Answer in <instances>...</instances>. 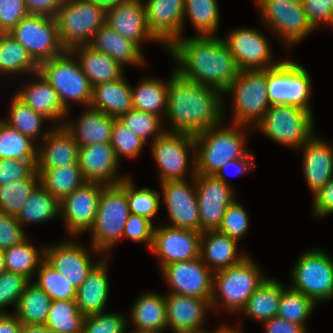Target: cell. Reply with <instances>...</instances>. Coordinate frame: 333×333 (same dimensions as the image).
Instances as JSON below:
<instances>
[{
	"mask_svg": "<svg viewBox=\"0 0 333 333\" xmlns=\"http://www.w3.org/2000/svg\"><path fill=\"white\" fill-rule=\"evenodd\" d=\"M147 26L167 50L183 34L184 0H147Z\"/></svg>",
	"mask_w": 333,
	"mask_h": 333,
	"instance_id": "cell-22",
	"label": "cell"
},
{
	"mask_svg": "<svg viewBox=\"0 0 333 333\" xmlns=\"http://www.w3.org/2000/svg\"><path fill=\"white\" fill-rule=\"evenodd\" d=\"M39 79L24 85L23 89L16 91V95L31 109L49 121H56L54 127L63 126L69 111H67L50 83L40 73L35 74ZM26 86V87H25ZM59 120V121H58ZM63 121V122H62Z\"/></svg>",
	"mask_w": 333,
	"mask_h": 333,
	"instance_id": "cell-28",
	"label": "cell"
},
{
	"mask_svg": "<svg viewBox=\"0 0 333 333\" xmlns=\"http://www.w3.org/2000/svg\"><path fill=\"white\" fill-rule=\"evenodd\" d=\"M300 150L304 177L314 195L333 177V147L314 134Z\"/></svg>",
	"mask_w": 333,
	"mask_h": 333,
	"instance_id": "cell-27",
	"label": "cell"
},
{
	"mask_svg": "<svg viewBox=\"0 0 333 333\" xmlns=\"http://www.w3.org/2000/svg\"><path fill=\"white\" fill-rule=\"evenodd\" d=\"M259 268L248 255L232 267L213 272L212 310L218 311L222 307L231 313H240L247 300L267 278Z\"/></svg>",
	"mask_w": 333,
	"mask_h": 333,
	"instance_id": "cell-4",
	"label": "cell"
},
{
	"mask_svg": "<svg viewBox=\"0 0 333 333\" xmlns=\"http://www.w3.org/2000/svg\"><path fill=\"white\" fill-rule=\"evenodd\" d=\"M265 24L286 47L300 43L315 28L310 23L301 1L255 0Z\"/></svg>",
	"mask_w": 333,
	"mask_h": 333,
	"instance_id": "cell-12",
	"label": "cell"
},
{
	"mask_svg": "<svg viewBox=\"0 0 333 333\" xmlns=\"http://www.w3.org/2000/svg\"><path fill=\"white\" fill-rule=\"evenodd\" d=\"M30 282L28 277L18 273L4 271L0 274V313H6L3 309L9 305H14L16 309L21 294Z\"/></svg>",
	"mask_w": 333,
	"mask_h": 333,
	"instance_id": "cell-55",
	"label": "cell"
},
{
	"mask_svg": "<svg viewBox=\"0 0 333 333\" xmlns=\"http://www.w3.org/2000/svg\"><path fill=\"white\" fill-rule=\"evenodd\" d=\"M40 184L61 201L82 186L86 180L78 163L47 170H36Z\"/></svg>",
	"mask_w": 333,
	"mask_h": 333,
	"instance_id": "cell-40",
	"label": "cell"
},
{
	"mask_svg": "<svg viewBox=\"0 0 333 333\" xmlns=\"http://www.w3.org/2000/svg\"><path fill=\"white\" fill-rule=\"evenodd\" d=\"M36 172V160L0 159V186L30 178Z\"/></svg>",
	"mask_w": 333,
	"mask_h": 333,
	"instance_id": "cell-56",
	"label": "cell"
},
{
	"mask_svg": "<svg viewBox=\"0 0 333 333\" xmlns=\"http://www.w3.org/2000/svg\"><path fill=\"white\" fill-rule=\"evenodd\" d=\"M250 153L251 151L245 157L226 161V163L219 168V170L214 174V176L222 180L227 185H230L226 179V174L224 172L230 167L235 168L237 174H245L248 171L250 172L253 166H255V164L253 163L255 157L253 154Z\"/></svg>",
	"mask_w": 333,
	"mask_h": 333,
	"instance_id": "cell-62",
	"label": "cell"
},
{
	"mask_svg": "<svg viewBox=\"0 0 333 333\" xmlns=\"http://www.w3.org/2000/svg\"><path fill=\"white\" fill-rule=\"evenodd\" d=\"M34 142L0 119V159L36 160L37 145Z\"/></svg>",
	"mask_w": 333,
	"mask_h": 333,
	"instance_id": "cell-46",
	"label": "cell"
},
{
	"mask_svg": "<svg viewBox=\"0 0 333 333\" xmlns=\"http://www.w3.org/2000/svg\"><path fill=\"white\" fill-rule=\"evenodd\" d=\"M169 81L170 77L166 82L147 77L137 87L131 86L133 109L157 115L166 121Z\"/></svg>",
	"mask_w": 333,
	"mask_h": 333,
	"instance_id": "cell-36",
	"label": "cell"
},
{
	"mask_svg": "<svg viewBox=\"0 0 333 333\" xmlns=\"http://www.w3.org/2000/svg\"><path fill=\"white\" fill-rule=\"evenodd\" d=\"M130 322L138 329L164 332L167 329L165 295L146 292L137 298L130 311Z\"/></svg>",
	"mask_w": 333,
	"mask_h": 333,
	"instance_id": "cell-35",
	"label": "cell"
},
{
	"mask_svg": "<svg viewBox=\"0 0 333 333\" xmlns=\"http://www.w3.org/2000/svg\"><path fill=\"white\" fill-rule=\"evenodd\" d=\"M283 289L282 283L272 277H267L247 300L240 313L260 322L277 317Z\"/></svg>",
	"mask_w": 333,
	"mask_h": 333,
	"instance_id": "cell-37",
	"label": "cell"
},
{
	"mask_svg": "<svg viewBox=\"0 0 333 333\" xmlns=\"http://www.w3.org/2000/svg\"><path fill=\"white\" fill-rule=\"evenodd\" d=\"M117 120L146 143L149 137L154 141L165 132L161 117L136 109L120 115Z\"/></svg>",
	"mask_w": 333,
	"mask_h": 333,
	"instance_id": "cell-51",
	"label": "cell"
},
{
	"mask_svg": "<svg viewBox=\"0 0 333 333\" xmlns=\"http://www.w3.org/2000/svg\"><path fill=\"white\" fill-rule=\"evenodd\" d=\"M301 2L310 23L315 29L321 24L333 26L332 0H301Z\"/></svg>",
	"mask_w": 333,
	"mask_h": 333,
	"instance_id": "cell-60",
	"label": "cell"
},
{
	"mask_svg": "<svg viewBox=\"0 0 333 333\" xmlns=\"http://www.w3.org/2000/svg\"><path fill=\"white\" fill-rule=\"evenodd\" d=\"M28 14L25 0H0V33L11 31Z\"/></svg>",
	"mask_w": 333,
	"mask_h": 333,
	"instance_id": "cell-58",
	"label": "cell"
},
{
	"mask_svg": "<svg viewBox=\"0 0 333 333\" xmlns=\"http://www.w3.org/2000/svg\"><path fill=\"white\" fill-rule=\"evenodd\" d=\"M189 18L197 36H215L220 14L217 0H184V21Z\"/></svg>",
	"mask_w": 333,
	"mask_h": 333,
	"instance_id": "cell-43",
	"label": "cell"
},
{
	"mask_svg": "<svg viewBox=\"0 0 333 333\" xmlns=\"http://www.w3.org/2000/svg\"><path fill=\"white\" fill-rule=\"evenodd\" d=\"M105 24L140 48L143 40L158 42L147 26L145 6L141 0H127L107 7Z\"/></svg>",
	"mask_w": 333,
	"mask_h": 333,
	"instance_id": "cell-25",
	"label": "cell"
},
{
	"mask_svg": "<svg viewBox=\"0 0 333 333\" xmlns=\"http://www.w3.org/2000/svg\"><path fill=\"white\" fill-rule=\"evenodd\" d=\"M151 142L152 155L159 167L160 182L186 180L190 171L188 176L195 177V137L193 135L165 131ZM189 151L194 154H192L193 160L191 159V170L188 166Z\"/></svg>",
	"mask_w": 333,
	"mask_h": 333,
	"instance_id": "cell-13",
	"label": "cell"
},
{
	"mask_svg": "<svg viewBox=\"0 0 333 333\" xmlns=\"http://www.w3.org/2000/svg\"><path fill=\"white\" fill-rule=\"evenodd\" d=\"M77 58L82 72L95 87L98 84L115 81L123 76V68L114 59L89 44L77 45L70 49Z\"/></svg>",
	"mask_w": 333,
	"mask_h": 333,
	"instance_id": "cell-33",
	"label": "cell"
},
{
	"mask_svg": "<svg viewBox=\"0 0 333 333\" xmlns=\"http://www.w3.org/2000/svg\"><path fill=\"white\" fill-rule=\"evenodd\" d=\"M155 225L153 222L135 214H130L123 231V238L129 237L133 242L146 243L152 247Z\"/></svg>",
	"mask_w": 333,
	"mask_h": 333,
	"instance_id": "cell-57",
	"label": "cell"
},
{
	"mask_svg": "<svg viewBox=\"0 0 333 333\" xmlns=\"http://www.w3.org/2000/svg\"><path fill=\"white\" fill-rule=\"evenodd\" d=\"M160 273L170 287L167 293L211 301L213 272L204 264L201 257L170 263L164 266Z\"/></svg>",
	"mask_w": 333,
	"mask_h": 333,
	"instance_id": "cell-16",
	"label": "cell"
},
{
	"mask_svg": "<svg viewBox=\"0 0 333 333\" xmlns=\"http://www.w3.org/2000/svg\"><path fill=\"white\" fill-rule=\"evenodd\" d=\"M44 248L45 260L62 274L77 289L91 270L105 257L100 256L94 263L86 246L74 241H64Z\"/></svg>",
	"mask_w": 333,
	"mask_h": 333,
	"instance_id": "cell-21",
	"label": "cell"
},
{
	"mask_svg": "<svg viewBox=\"0 0 333 333\" xmlns=\"http://www.w3.org/2000/svg\"><path fill=\"white\" fill-rule=\"evenodd\" d=\"M38 71L39 64L22 45L8 32L0 33V73L22 75Z\"/></svg>",
	"mask_w": 333,
	"mask_h": 333,
	"instance_id": "cell-39",
	"label": "cell"
},
{
	"mask_svg": "<svg viewBox=\"0 0 333 333\" xmlns=\"http://www.w3.org/2000/svg\"><path fill=\"white\" fill-rule=\"evenodd\" d=\"M130 214L125 178L116 185L104 186L90 229L92 252L99 256H109L111 249L123 238L124 226Z\"/></svg>",
	"mask_w": 333,
	"mask_h": 333,
	"instance_id": "cell-5",
	"label": "cell"
},
{
	"mask_svg": "<svg viewBox=\"0 0 333 333\" xmlns=\"http://www.w3.org/2000/svg\"><path fill=\"white\" fill-rule=\"evenodd\" d=\"M194 181L201 233L218 230L224 211L235 200L233 186L227 185L214 175H195Z\"/></svg>",
	"mask_w": 333,
	"mask_h": 333,
	"instance_id": "cell-17",
	"label": "cell"
},
{
	"mask_svg": "<svg viewBox=\"0 0 333 333\" xmlns=\"http://www.w3.org/2000/svg\"><path fill=\"white\" fill-rule=\"evenodd\" d=\"M316 303L301 292L292 288H284L280 299L277 317L303 326L311 316Z\"/></svg>",
	"mask_w": 333,
	"mask_h": 333,
	"instance_id": "cell-48",
	"label": "cell"
},
{
	"mask_svg": "<svg viewBox=\"0 0 333 333\" xmlns=\"http://www.w3.org/2000/svg\"><path fill=\"white\" fill-rule=\"evenodd\" d=\"M10 116L2 121L13 129L18 130L24 136L31 138L35 143L37 137L42 135L41 141L46 137L50 130H41L43 122L47 120L42 115L31 109L23 100L14 94L10 102ZM43 134H42V133Z\"/></svg>",
	"mask_w": 333,
	"mask_h": 333,
	"instance_id": "cell-42",
	"label": "cell"
},
{
	"mask_svg": "<svg viewBox=\"0 0 333 333\" xmlns=\"http://www.w3.org/2000/svg\"><path fill=\"white\" fill-rule=\"evenodd\" d=\"M135 186L130 176L125 178V193L130 213L153 222L152 218L158 213L160 207V193L148 187L136 189Z\"/></svg>",
	"mask_w": 333,
	"mask_h": 333,
	"instance_id": "cell-50",
	"label": "cell"
},
{
	"mask_svg": "<svg viewBox=\"0 0 333 333\" xmlns=\"http://www.w3.org/2000/svg\"><path fill=\"white\" fill-rule=\"evenodd\" d=\"M87 1H92V2H96L99 4H102L103 6H105L106 8L109 6H112L114 4H118L127 0H87Z\"/></svg>",
	"mask_w": 333,
	"mask_h": 333,
	"instance_id": "cell-68",
	"label": "cell"
},
{
	"mask_svg": "<svg viewBox=\"0 0 333 333\" xmlns=\"http://www.w3.org/2000/svg\"><path fill=\"white\" fill-rule=\"evenodd\" d=\"M8 33L38 64L66 50L59 40L55 17L28 14Z\"/></svg>",
	"mask_w": 333,
	"mask_h": 333,
	"instance_id": "cell-14",
	"label": "cell"
},
{
	"mask_svg": "<svg viewBox=\"0 0 333 333\" xmlns=\"http://www.w3.org/2000/svg\"><path fill=\"white\" fill-rule=\"evenodd\" d=\"M290 288L316 304L333 299V258L318 248L305 251L292 267Z\"/></svg>",
	"mask_w": 333,
	"mask_h": 333,
	"instance_id": "cell-10",
	"label": "cell"
},
{
	"mask_svg": "<svg viewBox=\"0 0 333 333\" xmlns=\"http://www.w3.org/2000/svg\"><path fill=\"white\" fill-rule=\"evenodd\" d=\"M90 106L106 115L118 118L133 109L131 85L122 76L93 87Z\"/></svg>",
	"mask_w": 333,
	"mask_h": 333,
	"instance_id": "cell-34",
	"label": "cell"
},
{
	"mask_svg": "<svg viewBox=\"0 0 333 333\" xmlns=\"http://www.w3.org/2000/svg\"><path fill=\"white\" fill-rule=\"evenodd\" d=\"M21 333H56L46 325L23 324Z\"/></svg>",
	"mask_w": 333,
	"mask_h": 333,
	"instance_id": "cell-66",
	"label": "cell"
},
{
	"mask_svg": "<svg viewBox=\"0 0 333 333\" xmlns=\"http://www.w3.org/2000/svg\"><path fill=\"white\" fill-rule=\"evenodd\" d=\"M58 93L63 107L68 111L69 102L90 106L93 87L70 50L39 64V71Z\"/></svg>",
	"mask_w": 333,
	"mask_h": 333,
	"instance_id": "cell-6",
	"label": "cell"
},
{
	"mask_svg": "<svg viewBox=\"0 0 333 333\" xmlns=\"http://www.w3.org/2000/svg\"><path fill=\"white\" fill-rule=\"evenodd\" d=\"M119 160L111 143L86 145L78 149V164L86 182L116 185L128 175L118 174Z\"/></svg>",
	"mask_w": 333,
	"mask_h": 333,
	"instance_id": "cell-23",
	"label": "cell"
},
{
	"mask_svg": "<svg viewBox=\"0 0 333 333\" xmlns=\"http://www.w3.org/2000/svg\"><path fill=\"white\" fill-rule=\"evenodd\" d=\"M37 145L36 170H47L78 163L79 146L64 126L52 127Z\"/></svg>",
	"mask_w": 333,
	"mask_h": 333,
	"instance_id": "cell-26",
	"label": "cell"
},
{
	"mask_svg": "<svg viewBox=\"0 0 333 333\" xmlns=\"http://www.w3.org/2000/svg\"><path fill=\"white\" fill-rule=\"evenodd\" d=\"M15 216L0 212V250H6L27 238Z\"/></svg>",
	"mask_w": 333,
	"mask_h": 333,
	"instance_id": "cell-59",
	"label": "cell"
},
{
	"mask_svg": "<svg viewBox=\"0 0 333 333\" xmlns=\"http://www.w3.org/2000/svg\"><path fill=\"white\" fill-rule=\"evenodd\" d=\"M223 92L181 76L173 71L168 88V132L196 136L221 124L225 115Z\"/></svg>",
	"mask_w": 333,
	"mask_h": 333,
	"instance_id": "cell-2",
	"label": "cell"
},
{
	"mask_svg": "<svg viewBox=\"0 0 333 333\" xmlns=\"http://www.w3.org/2000/svg\"><path fill=\"white\" fill-rule=\"evenodd\" d=\"M201 232L162 225L155 227L152 253L160 261V270L173 262L200 257Z\"/></svg>",
	"mask_w": 333,
	"mask_h": 333,
	"instance_id": "cell-20",
	"label": "cell"
},
{
	"mask_svg": "<svg viewBox=\"0 0 333 333\" xmlns=\"http://www.w3.org/2000/svg\"><path fill=\"white\" fill-rule=\"evenodd\" d=\"M105 185L85 182L72 194L60 201V215L70 235L89 232L98 210L99 199Z\"/></svg>",
	"mask_w": 333,
	"mask_h": 333,
	"instance_id": "cell-18",
	"label": "cell"
},
{
	"mask_svg": "<svg viewBox=\"0 0 333 333\" xmlns=\"http://www.w3.org/2000/svg\"><path fill=\"white\" fill-rule=\"evenodd\" d=\"M237 242L218 230L203 231L200 257L212 272L232 267L248 256L246 253L238 252Z\"/></svg>",
	"mask_w": 333,
	"mask_h": 333,
	"instance_id": "cell-30",
	"label": "cell"
},
{
	"mask_svg": "<svg viewBox=\"0 0 333 333\" xmlns=\"http://www.w3.org/2000/svg\"><path fill=\"white\" fill-rule=\"evenodd\" d=\"M130 333H160V332L155 331V330H145V329L134 328V330L131 331Z\"/></svg>",
	"mask_w": 333,
	"mask_h": 333,
	"instance_id": "cell-70",
	"label": "cell"
},
{
	"mask_svg": "<svg viewBox=\"0 0 333 333\" xmlns=\"http://www.w3.org/2000/svg\"><path fill=\"white\" fill-rule=\"evenodd\" d=\"M111 146L114 148L117 159L121 156L136 158L141 154L142 148L147 144L144 140L123 126L117 119L112 127Z\"/></svg>",
	"mask_w": 333,
	"mask_h": 333,
	"instance_id": "cell-52",
	"label": "cell"
},
{
	"mask_svg": "<svg viewBox=\"0 0 333 333\" xmlns=\"http://www.w3.org/2000/svg\"><path fill=\"white\" fill-rule=\"evenodd\" d=\"M311 91L312 78L299 63L285 59L276 68L267 69V95L271 106L296 105L312 111Z\"/></svg>",
	"mask_w": 333,
	"mask_h": 333,
	"instance_id": "cell-11",
	"label": "cell"
},
{
	"mask_svg": "<svg viewBox=\"0 0 333 333\" xmlns=\"http://www.w3.org/2000/svg\"><path fill=\"white\" fill-rule=\"evenodd\" d=\"M65 0H25L29 14L55 17Z\"/></svg>",
	"mask_w": 333,
	"mask_h": 333,
	"instance_id": "cell-63",
	"label": "cell"
},
{
	"mask_svg": "<svg viewBox=\"0 0 333 333\" xmlns=\"http://www.w3.org/2000/svg\"><path fill=\"white\" fill-rule=\"evenodd\" d=\"M40 183V176L35 172L30 178L15 180L0 186V212L17 216L26 199Z\"/></svg>",
	"mask_w": 333,
	"mask_h": 333,
	"instance_id": "cell-49",
	"label": "cell"
},
{
	"mask_svg": "<svg viewBox=\"0 0 333 333\" xmlns=\"http://www.w3.org/2000/svg\"><path fill=\"white\" fill-rule=\"evenodd\" d=\"M249 224L247 210L235 199L224 211L218 231L238 241L248 232Z\"/></svg>",
	"mask_w": 333,
	"mask_h": 333,
	"instance_id": "cell-54",
	"label": "cell"
},
{
	"mask_svg": "<svg viewBox=\"0 0 333 333\" xmlns=\"http://www.w3.org/2000/svg\"><path fill=\"white\" fill-rule=\"evenodd\" d=\"M127 318L118 312H101L86 315L82 333H125Z\"/></svg>",
	"mask_w": 333,
	"mask_h": 333,
	"instance_id": "cell-53",
	"label": "cell"
},
{
	"mask_svg": "<svg viewBox=\"0 0 333 333\" xmlns=\"http://www.w3.org/2000/svg\"><path fill=\"white\" fill-rule=\"evenodd\" d=\"M89 45L114 59L122 68L125 67L124 65H143L144 67L146 64L142 48L107 24L95 32Z\"/></svg>",
	"mask_w": 333,
	"mask_h": 333,
	"instance_id": "cell-32",
	"label": "cell"
},
{
	"mask_svg": "<svg viewBox=\"0 0 333 333\" xmlns=\"http://www.w3.org/2000/svg\"><path fill=\"white\" fill-rule=\"evenodd\" d=\"M108 258L105 256L77 288L75 302L84 316L104 312L110 289Z\"/></svg>",
	"mask_w": 333,
	"mask_h": 333,
	"instance_id": "cell-31",
	"label": "cell"
},
{
	"mask_svg": "<svg viewBox=\"0 0 333 333\" xmlns=\"http://www.w3.org/2000/svg\"><path fill=\"white\" fill-rule=\"evenodd\" d=\"M223 95H233L232 123L255 128L271 106L267 95V69L240 71Z\"/></svg>",
	"mask_w": 333,
	"mask_h": 333,
	"instance_id": "cell-7",
	"label": "cell"
},
{
	"mask_svg": "<svg viewBox=\"0 0 333 333\" xmlns=\"http://www.w3.org/2000/svg\"><path fill=\"white\" fill-rule=\"evenodd\" d=\"M222 39L228 46L240 71L273 69L283 61L272 59L268 38L254 28L234 29L228 37Z\"/></svg>",
	"mask_w": 333,
	"mask_h": 333,
	"instance_id": "cell-15",
	"label": "cell"
},
{
	"mask_svg": "<svg viewBox=\"0 0 333 333\" xmlns=\"http://www.w3.org/2000/svg\"><path fill=\"white\" fill-rule=\"evenodd\" d=\"M190 180V184L187 180L160 182L171 221L167 226L201 232L194 177Z\"/></svg>",
	"mask_w": 333,
	"mask_h": 333,
	"instance_id": "cell-19",
	"label": "cell"
},
{
	"mask_svg": "<svg viewBox=\"0 0 333 333\" xmlns=\"http://www.w3.org/2000/svg\"><path fill=\"white\" fill-rule=\"evenodd\" d=\"M265 333H308L301 325L286 321L279 317H273L264 322Z\"/></svg>",
	"mask_w": 333,
	"mask_h": 333,
	"instance_id": "cell-64",
	"label": "cell"
},
{
	"mask_svg": "<svg viewBox=\"0 0 333 333\" xmlns=\"http://www.w3.org/2000/svg\"><path fill=\"white\" fill-rule=\"evenodd\" d=\"M55 19L59 40L70 50L92 41L95 32L105 24L106 7L87 0H65Z\"/></svg>",
	"mask_w": 333,
	"mask_h": 333,
	"instance_id": "cell-8",
	"label": "cell"
},
{
	"mask_svg": "<svg viewBox=\"0 0 333 333\" xmlns=\"http://www.w3.org/2000/svg\"><path fill=\"white\" fill-rule=\"evenodd\" d=\"M84 317L75 300L52 301L45 325L56 333H82Z\"/></svg>",
	"mask_w": 333,
	"mask_h": 333,
	"instance_id": "cell-45",
	"label": "cell"
},
{
	"mask_svg": "<svg viewBox=\"0 0 333 333\" xmlns=\"http://www.w3.org/2000/svg\"><path fill=\"white\" fill-rule=\"evenodd\" d=\"M238 327H228L227 325L221 326L219 328H217V330L213 331V332H208V333H244L241 330V326L240 324L237 325ZM234 328V329H233Z\"/></svg>",
	"mask_w": 333,
	"mask_h": 333,
	"instance_id": "cell-67",
	"label": "cell"
},
{
	"mask_svg": "<svg viewBox=\"0 0 333 333\" xmlns=\"http://www.w3.org/2000/svg\"><path fill=\"white\" fill-rule=\"evenodd\" d=\"M22 325L15 314L0 313V333H21Z\"/></svg>",
	"mask_w": 333,
	"mask_h": 333,
	"instance_id": "cell-65",
	"label": "cell"
},
{
	"mask_svg": "<svg viewBox=\"0 0 333 333\" xmlns=\"http://www.w3.org/2000/svg\"><path fill=\"white\" fill-rule=\"evenodd\" d=\"M242 127L253 130L245 125L220 124L194 136L196 175H214L226 161L245 157L249 153L244 147L246 131Z\"/></svg>",
	"mask_w": 333,
	"mask_h": 333,
	"instance_id": "cell-3",
	"label": "cell"
},
{
	"mask_svg": "<svg viewBox=\"0 0 333 333\" xmlns=\"http://www.w3.org/2000/svg\"><path fill=\"white\" fill-rule=\"evenodd\" d=\"M206 329L204 330H201V331H196V332H185V333H208L207 331H205Z\"/></svg>",
	"mask_w": 333,
	"mask_h": 333,
	"instance_id": "cell-71",
	"label": "cell"
},
{
	"mask_svg": "<svg viewBox=\"0 0 333 333\" xmlns=\"http://www.w3.org/2000/svg\"><path fill=\"white\" fill-rule=\"evenodd\" d=\"M178 61L181 76L224 92L238 77V68L228 46L219 36L181 37L168 49Z\"/></svg>",
	"mask_w": 333,
	"mask_h": 333,
	"instance_id": "cell-1",
	"label": "cell"
},
{
	"mask_svg": "<svg viewBox=\"0 0 333 333\" xmlns=\"http://www.w3.org/2000/svg\"><path fill=\"white\" fill-rule=\"evenodd\" d=\"M37 249L26 238L21 243L4 250L6 271L24 275L32 280L45 258L44 247L42 254Z\"/></svg>",
	"mask_w": 333,
	"mask_h": 333,
	"instance_id": "cell-44",
	"label": "cell"
},
{
	"mask_svg": "<svg viewBox=\"0 0 333 333\" xmlns=\"http://www.w3.org/2000/svg\"><path fill=\"white\" fill-rule=\"evenodd\" d=\"M36 274L37 277L34 283L52 301L75 300L77 289L45 259L41 262Z\"/></svg>",
	"mask_w": 333,
	"mask_h": 333,
	"instance_id": "cell-47",
	"label": "cell"
},
{
	"mask_svg": "<svg viewBox=\"0 0 333 333\" xmlns=\"http://www.w3.org/2000/svg\"><path fill=\"white\" fill-rule=\"evenodd\" d=\"M313 210L317 217H324L333 214V177L313 195Z\"/></svg>",
	"mask_w": 333,
	"mask_h": 333,
	"instance_id": "cell-61",
	"label": "cell"
},
{
	"mask_svg": "<svg viewBox=\"0 0 333 333\" xmlns=\"http://www.w3.org/2000/svg\"><path fill=\"white\" fill-rule=\"evenodd\" d=\"M6 271L4 251L0 250V274Z\"/></svg>",
	"mask_w": 333,
	"mask_h": 333,
	"instance_id": "cell-69",
	"label": "cell"
},
{
	"mask_svg": "<svg viewBox=\"0 0 333 333\" xmlns=\"http://www.w3.org/2000/svg\"><path fill=\"white\" fill-rule=\"evenodd\" d=\"M165 301L167 328H170L172 333L204 330L207 310L212 309L208 299L167 293Z\"/></svg>",
	"mask_w": 333,
	"mask_h": 333,
	"instance_id": "cell-24",
	"label": "cell"
},
{
	"mask_svg": "<svg viewBox=\"0 0 333 333\" xmlns=\"http://www.w3.org/2000/svg\"><path fill=\"white\" fill-rule=\"evenodd\" d=\"M313 118L312 111L296 105H273L254 129L283 146L300 149L314 135Z\"/></svg>",
	"mask_w": 333,
	"mask_h": 333,
	"instance_id": "cell-9",
	"label": "cell"
},
{
	"mask_svg": "<svg viewBox=\"0 0 333 333\" xmlns=\"http://www.w3.org/2000/svg\"><path fill=\"white\" fill-rule=\"evenodd\" d=\"M59 216L60 201L39 183L26 199L16 218L24 226L48 222Z\"/></svg>",
	"mask_w": 333,
	"mask_h": 333,
	"instance_id": "cell-38",
	"label": "cell"
},
{
	"mask_svg": "<svg viewBox=\"0 0 333 333\" xmlns=\"http://www.w3.org/2000/svg\"><path fill=\"white\" fill-rule=\"evenodd\" d=\"M116 119L88 106L75 123L66 121L63 126L73 136L78 146L83 147L110 143L112 127Z\"/></svg>",
	"mask_w": 333,
	"mask_h": 333,
	"instance_id": "cell-29",
	"label": "cell"
},
{
	"mask_svg": "<svg viewBox=\"0 0 333 333\" xmlns=\"http://www.w3.org/2000/svg\"><path fill=\"white\" fill-rule=\"evenodd\" d=\"M52 299L34 281L19 298L14 314L23 324L45 325Z\"/></svg>",
	"mask_w": 333,
	"mask_h": 333,
	"instance_id": "cell-41",
	"label": "cell"
}]
</instances>
